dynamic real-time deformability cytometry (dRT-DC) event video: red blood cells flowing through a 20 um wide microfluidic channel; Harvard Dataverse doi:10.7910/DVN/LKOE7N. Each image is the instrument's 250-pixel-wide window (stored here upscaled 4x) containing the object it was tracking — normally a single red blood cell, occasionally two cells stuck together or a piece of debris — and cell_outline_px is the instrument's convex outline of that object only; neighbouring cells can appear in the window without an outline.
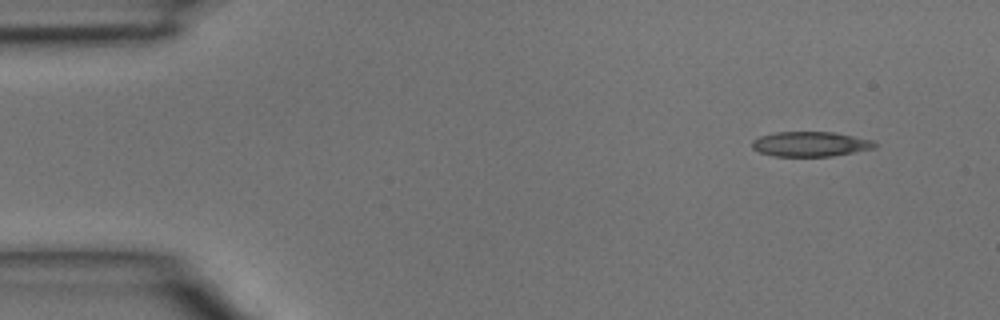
{"species": "common noctule bat (a hibernating species)", "species_latin": "Nyctalus noctula", "temperature_condition": "room temperature", "stored_images_in_passage": 4, "camera_frame_rate_fps": 3000, "um_per_image_px": 0.085, "animal": {"sex": "male", "body_mass_g": 15.6}, "frame": {"image": 1, "passage_image": 1, "time_ms": 0.0, "image_size_px": [1000, 320], "cell_outline_px": [[876, 144], [872, 148], [832, 156], [772, 156], [760, 152], [752, 148], [752, 140], [760, 136], [776, 132], [836, 132], [872, 140]], "centroid_in_image_um": [68.83, 12.24], "position_along_channel_um": 16.2, "area_um2": 17.63}}
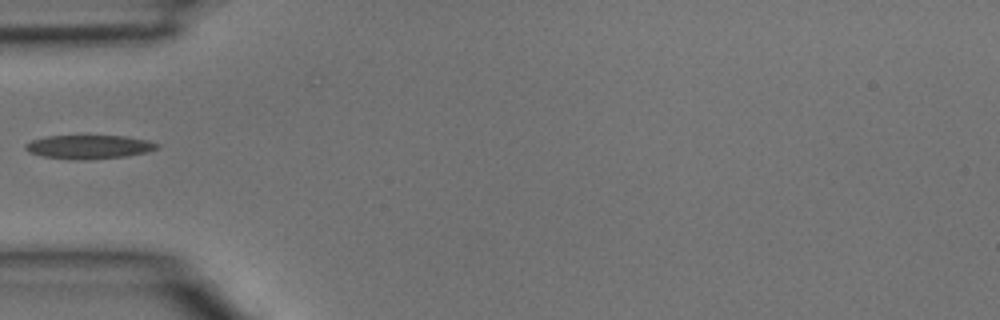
{"frame": {"image": 2, "passage_image": 4, "time_ms": 1.0, "image_size_px": [1000, 320], "cell_outline_px": [[160, 148], [148, 152], [124, 156], [92, 160], [72, 160], [44, 156], [28, 152], [24, 148], [24, 144], [32, 140], [48, 136], [124, 136], [148, 140], [160, 144]], "centroid_in_image_um": [7.58, 12.49], "position_along_channel_um": 77.4, "area_um2": 18.38}}